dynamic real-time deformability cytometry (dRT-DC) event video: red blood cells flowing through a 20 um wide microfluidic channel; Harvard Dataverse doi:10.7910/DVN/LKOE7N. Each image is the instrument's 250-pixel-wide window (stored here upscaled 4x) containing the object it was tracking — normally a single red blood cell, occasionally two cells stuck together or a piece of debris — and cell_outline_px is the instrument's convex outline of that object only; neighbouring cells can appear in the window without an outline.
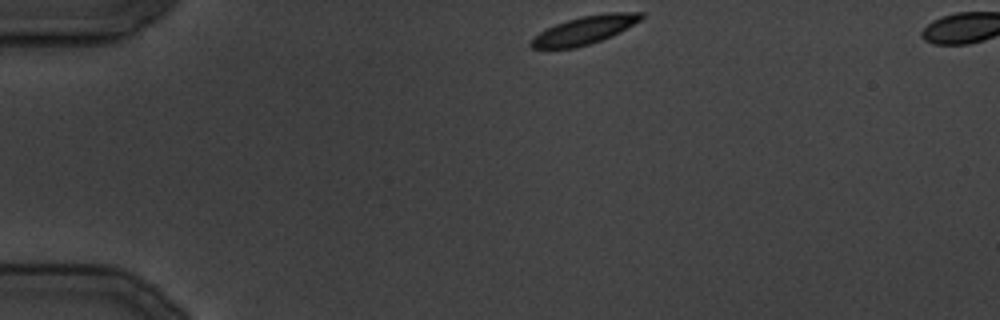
{"species": "common noctule bat (a hibernating species)", "species_latin": "Nyctalus noctula", "temperature_condition": "cold", "stored_images_in_passage": 16, "camera_frame_rate_fps": 3000, "um_per_image_px": 0.085, "animal": {"sex": "male", "body_mass_g": 19.5, "forearm_length_mm": 54.6}, "frame": {"image": 1, "passage_image": 1, "time_ms": 0.0, "image_size_px": [1000, 320], "cell_outline_px": [[644, 16], [640, 20], [620, 32], [612, 36], [576, 48], [532, 48], [528, 44], [540, 32], [556, 24], [580, 16], [608, 12], [644, 12]], "centroid_in_image_um": [49.72, 2.55], "position_along_channel_um": 35.3, "area_um2": 17.8}}
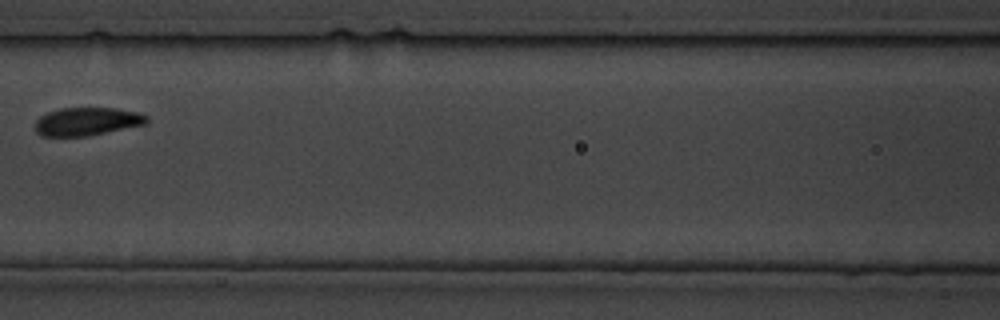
{"frame": {"image": 2, "passage_image": 10, "time_ms": 11.333, "image_size_px": [1000, 320], "cell_outline_px": [[148, 120], [144, 124], [88, 136], [40, 136], [36, 132], [36, 120], [40, 116], [48, 112], [60, 108], [112, 108], [140, 112], [148, 116]], "centroid_in_image_um": [7.38, 10.32], "position_along_channel_um": 159.2, "area_um2": 18.21}}
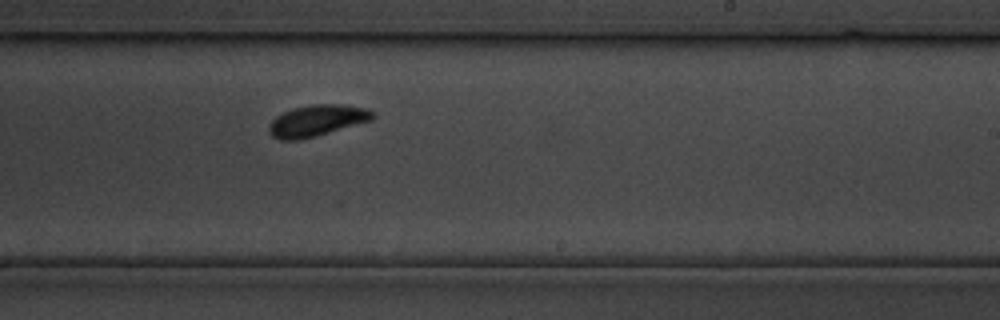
{"frame": {"image": 3, "passage_image": 16, "time_ms": 18.0, "image_size_px": [1000, 320], "cell_outline_px": [[376, 116], [372, 120], [316, 136], [300, 140], [280, 140], [272, 136], [268, 132], [268, 124], [276, 116], [292, 108], [312, 104], [340, 104], [364, 108], [376, 112]], "centroid_in_image_um": [26.92, 10.25], "position_along_channel_um": 262.1, "area_um2": 19.07}}